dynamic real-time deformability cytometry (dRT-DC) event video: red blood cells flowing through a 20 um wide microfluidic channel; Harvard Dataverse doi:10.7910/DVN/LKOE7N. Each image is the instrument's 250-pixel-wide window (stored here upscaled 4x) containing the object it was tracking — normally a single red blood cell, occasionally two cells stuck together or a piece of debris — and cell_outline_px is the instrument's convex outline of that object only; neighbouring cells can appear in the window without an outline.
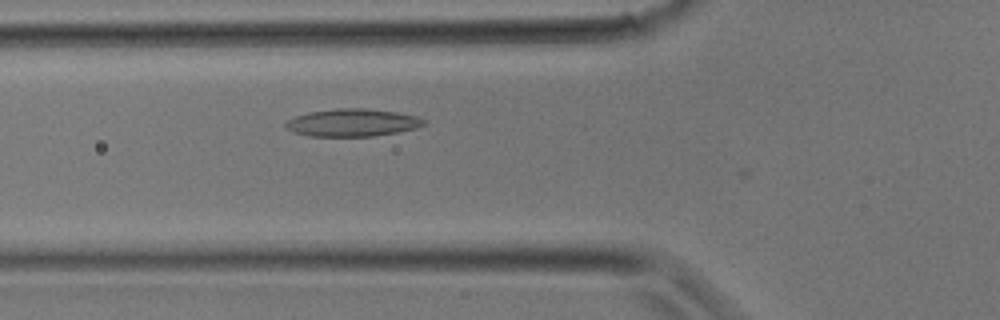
{"species": "common noctule bat (a hibernating species)", "species_latin": "Nyctalus noctula", "temperature_condition": "room temperature", "stored_images_in_passage": 4, "camera_frame_rate_fps": 3000, "um_per_image_px": 0.085, "animal": {"sex": "male", "body_mass_g": 17.9}, "frame": {"image": 1, "passage_image": 2, "time_ms": 0.333, "image_size_px": [1000, 320], "cell_outline_px": [[424, 124], [416, 128], [400, 132], [372, 136], [308, 136], [296, 132], [288, 128], [284, 124], [288, 120], [296, 116], [308, 112], [336, 108], [364, 108], [396, 112], [416, 116], [424, 120]], "centroid_in_image_um": [29.96, 10.42], "position_along_channel_um": 95.8, "area_um2": 22.02}}
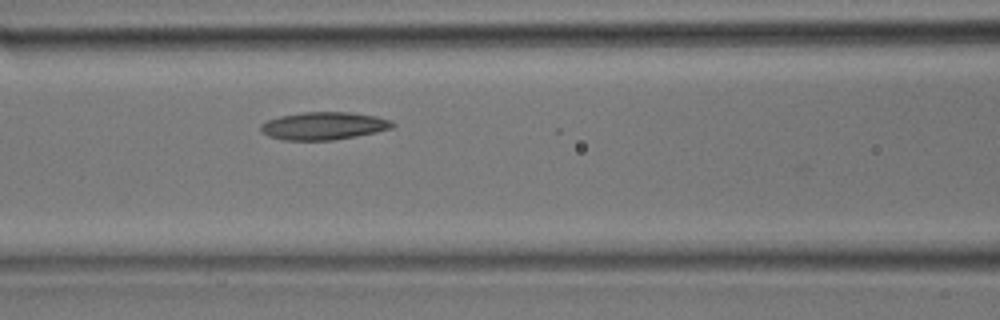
{"frame": {"image": 2, "passage_image": 4, "time_ms": 1.0, "image_size_px": [1000, 320], "cell_outline_px": [[396, 124], [392, 128], [376, 132], [356, 136], [332, 140], [284, 140], [268, 136], [260, 128], [260, 124], [268, 120], [280, 116], [300, 112], [348, 112], [376, 116], [392, 120]], "centroid_in_image_um": [27.53, 10.69], "position_along_channel_um": 139.1, "area_um2": 21.27}}